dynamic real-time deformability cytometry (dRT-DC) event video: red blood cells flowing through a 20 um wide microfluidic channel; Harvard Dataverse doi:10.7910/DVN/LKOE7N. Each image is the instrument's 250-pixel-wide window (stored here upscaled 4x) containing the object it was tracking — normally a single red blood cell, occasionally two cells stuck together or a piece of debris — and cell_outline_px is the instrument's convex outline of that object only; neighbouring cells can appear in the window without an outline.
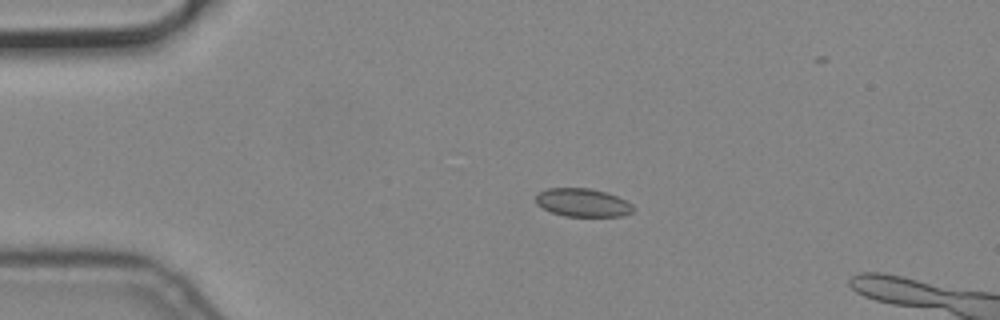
{"species": "common noctule bat (a hibernating species)", "species_latin": "Nyctalus noctula", "temperature_condition": "cold", "stored_images_in_passage": 5, "camera_frame_rate_fps": 3000, "um_per_image_px": 0.085, "animal": {"sex": "male", "body_mass_g": 19.2, "forearm_length_mm": 51.8}, "frame": {"image": 1, "passage_image": 3, "time_ms": 0.667, "image_size_px": [1000, 320], "cell_outline_px": [[636, 208], [632, 212], [624, 216], [564, 216], [552, 212], [536, 204], [536, 196], [540, 192], [548, 188], [588, 188], [604, 192], [616, 196], [632, 204]], "centroid_in_image_um": [49.55, 17.23], "position_along_channel_um": 35.5, "area_um2": 15.9}}